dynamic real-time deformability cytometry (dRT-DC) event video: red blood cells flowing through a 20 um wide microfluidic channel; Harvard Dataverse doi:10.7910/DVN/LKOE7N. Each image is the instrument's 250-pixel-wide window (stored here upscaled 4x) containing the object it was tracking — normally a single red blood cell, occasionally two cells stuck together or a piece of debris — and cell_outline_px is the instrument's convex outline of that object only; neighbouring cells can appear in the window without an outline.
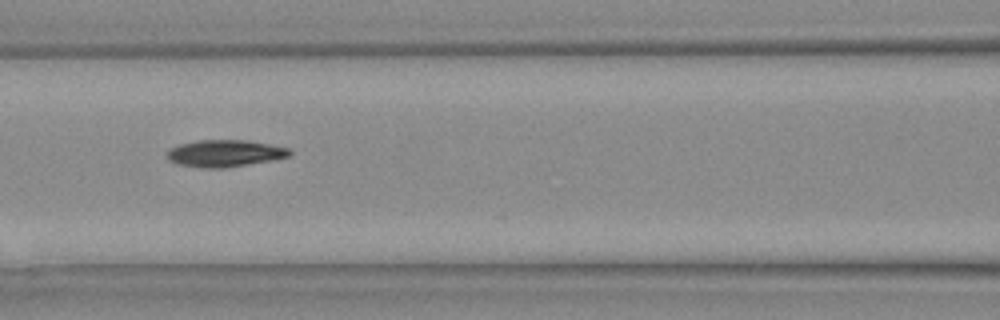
{"species": "Egyptian fruit bat (a non-hibernating species)", "species_latin": "Rousettus aegyptiacus", "temperature_condition": "warm", "stored_images_in_passage": 24, "camera_frame_rate_fps": 3000, "um_per_image_px": 0.085, "animal": {"sex": "female"}, "frame": {"image": 1, "passage_image": 8, "time_ms": 2.333, "image_size_px": [1000, 320], "cell_outline_px": [[292, 156], [276, 160], [224, 168], [204, 168], [176, 164], [168, 160], [168, 152], [172, 148], [180, 144], [200, 140], [244, 140], [292, 148]], "centroid_in_image_um": [19.19, 13.04], "position_along_channel_um": 147.4, "area_um2": 19.36}}